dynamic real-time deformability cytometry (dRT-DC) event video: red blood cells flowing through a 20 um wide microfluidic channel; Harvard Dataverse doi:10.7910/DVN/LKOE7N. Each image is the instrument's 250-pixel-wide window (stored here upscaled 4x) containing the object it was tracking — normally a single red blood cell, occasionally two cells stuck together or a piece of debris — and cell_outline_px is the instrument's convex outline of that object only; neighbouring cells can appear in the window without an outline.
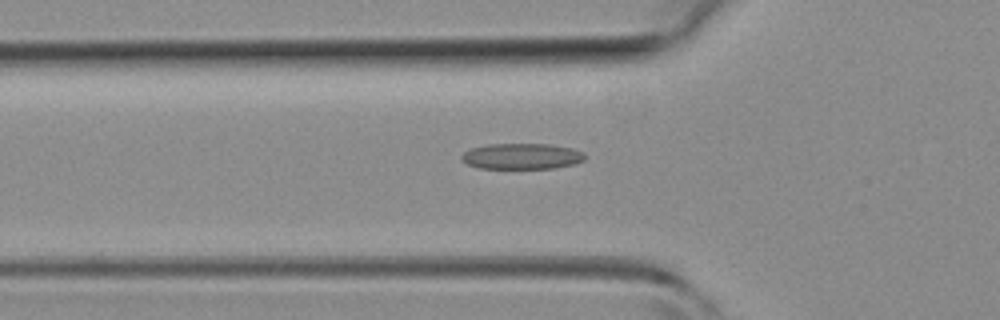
{"species": "common noctule bat (a hibernating species)", "species_latin": "Nyctalus noctula", "temperature_condition": "room temperature", "stored_images_in_passage": 36, "camera_frame_rate_fps": 3000, "um_per_image_px": 0.085, "animal": {"sex": "female", "body_mass_g": 19.3, "forearm_length_mm": 54.1}, "frame": {"image": 1, "passage_image": 7, "time_ms": 2.0, "image_size_px": [1000, 320], "cell_outline_px": [[584, 160], [576, 164], [552, 168], [480, 168], [468, 164], [460, 160], [460, 156], [464, 152], [472, 148], [488, 144], [548, 144], [572, 148], [584, 152]], "centroid_in_image_um": [44.35, 13.28], "position_along_channel_um": 81.5, "area_um2": 18.55}}
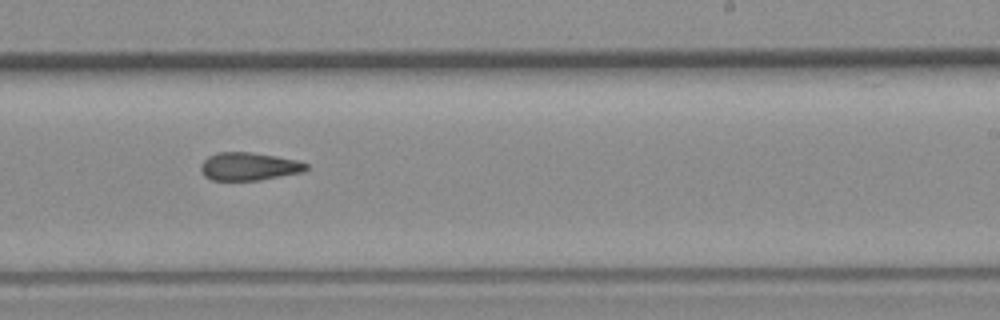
{"frame": {"image": 2, "passage_image": 19, "time_ms": 6.0, "image_size_px": [1000, 320], "cell_outline_px": [[308, 168], [304, 172], [260, 180], [212, 180], [204, 176], [200, 168], [200, 164], [208, 156], [216, 152], [248, 152], [276, 156], [296, 160], [308, 164]], "centroid_in_image_um": [21.15, 14.15], "position_along_channel_um": 267.9, "area_um2": 17.22}}
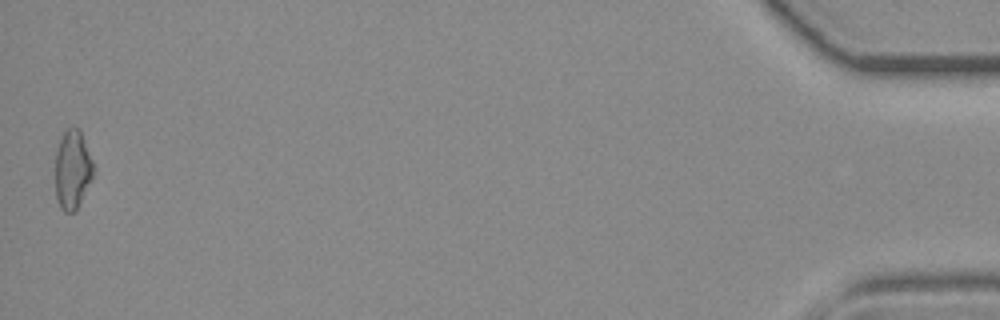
{"frame": {"image": 3, "passage_image": 36, "time_ms": 11.667, "image_size_px": [1000, 320], "cell_outline_px": [[92, 176], [76, 212], [64, 212], [60, 208], [56, 196], [56, 152], [60, 140], [64, 132], [68, 128], [80, 128], [92, 160]], "centroid_in_image_um": [6.15, 14.43], "position_along_channel_um": 429.1, "area_um2": 17.22}}